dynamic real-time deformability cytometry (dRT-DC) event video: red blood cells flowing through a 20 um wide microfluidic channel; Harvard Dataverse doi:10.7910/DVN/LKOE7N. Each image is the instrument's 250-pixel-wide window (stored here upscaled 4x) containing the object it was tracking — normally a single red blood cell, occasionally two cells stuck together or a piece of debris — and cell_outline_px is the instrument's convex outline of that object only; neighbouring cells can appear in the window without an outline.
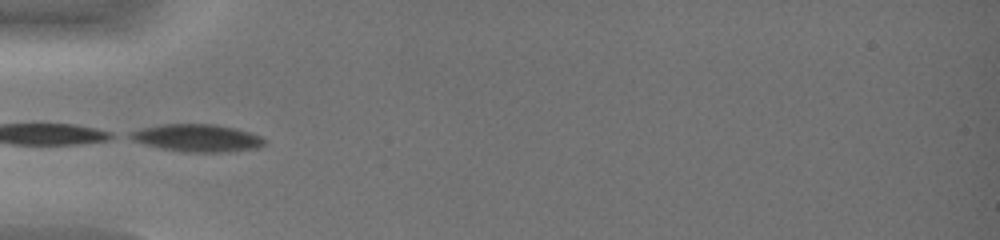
{"species": "common noctule bat (a hibernating species)", "species_latin": "Nyctalus noctula", "temperature_condition": "warm", "stored_images_in_passage": 27, "camera_frame_rate_fps": 3000, "um_per_image_px": 0.085, "animal": {"sex": "female", "body_mass_g": 19.0, "forearm_length_mm": 51.5}, "frame": {"image": 1, "passage_image": 1, "time_ms": 0.0, "image_size_px": [1000, 240], "cell_outline_px": [[264, 144], [256, 148], [228, 152], [184, 152], [160, 148], [144, 144], [132, 140], [124, 136], [128, 132], [140, 128], [160, 124], [216, 124], [236, 128], [260, 136], [264, 140]], "centroid_in_image_um": [16.67, 11.72], "position_along_channel_um": 68.3, "area_um2": 21.68}}
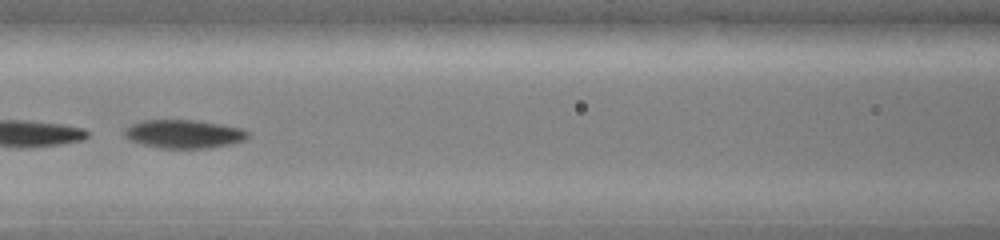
{"frame": {"image": 2, "passage_image": 7, "time_ms": 2.0, "image_size_px": [1000, 240], "cell_outline_px": [[252, 132], [244, 140], [232, 144], [208, 148], [160, 148], [128, 140], [124, 136], [124, 128], [140, 120], [196, 120], [244, 128]], "centroid_in_image_um": [15.65, 11.38], "position_along_channel_um": 151.0, "area_um2": 20.69}}
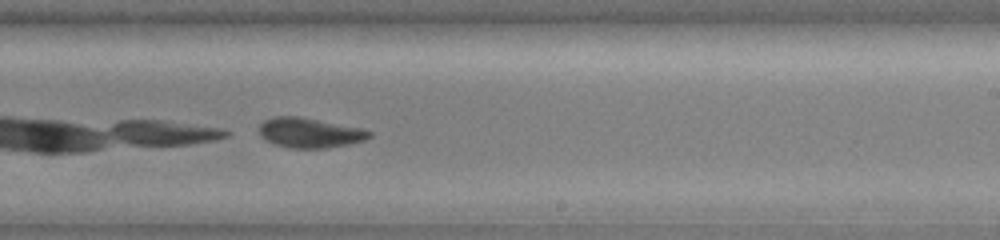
{"frame": {"image": 3, "passage_image": 15, "time_ms": 4.667, "image_size_px": [1000, 240], "cell_outline_px": [[372, 136], [364, 140], [352, 144], [328, 148], [288, 148], [272, 144], [264, 140], [260, 136], [260, 124], [264, 120], [272, 116], [300, 116], [364, 128], [372, 132]], "centroid_in_image_um": [26.33, 11.29], "position_along_channel_um": 262.7, "area_um2": 19.71}}